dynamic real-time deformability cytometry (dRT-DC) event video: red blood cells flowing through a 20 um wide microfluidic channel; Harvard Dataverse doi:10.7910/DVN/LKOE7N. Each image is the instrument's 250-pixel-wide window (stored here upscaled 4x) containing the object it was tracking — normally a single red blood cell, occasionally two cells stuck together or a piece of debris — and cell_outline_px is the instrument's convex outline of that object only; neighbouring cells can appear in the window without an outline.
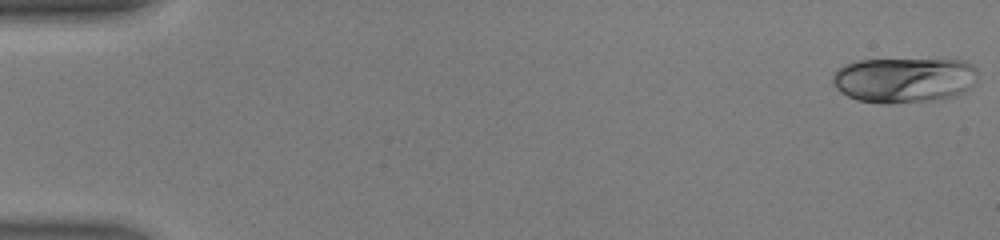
{"species": "human", "species_latin": "Homo sapiens", "temperature_condition": "warm", "stored_images_in_passage": 46, "camera_frame_rate_fps": 3000, "um_per_image_px": 0.085, "donor": {"sex": "male"}, "frame": {"image": 1, "passage_image": 1, "time_ms": 0.0, "image_size_px": [1000, 240], "cell_outline_px": [[976, 80], [964, 92], [956, 96], [936, 100], [892, 104], [880, 104], [856, 100], [840, 92], [836, 88], [832, 80], [832, 76], [840, 68], [848, 64], [860, 60], [960, 60], [972, 64], [976, 68]], "centroid_in_image_um": [76.85, 6.82], "position_along_channel_um": 8.2, "area_um2": 38.32}}
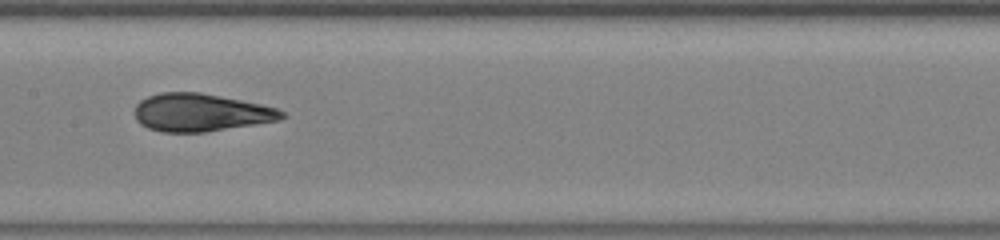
{"frame": {"image": 2, "passage_image": 24, "time_ms": 7.667, "image_size_px": [1000, 240], "cell_outline_px": [[288, 116], [280, 120], [256, 124], [204, 132], [160, 132], [148, 128], [140, 124], [136, 120], [136, 104], [140, 100], [148, 96], [160, 92], [200, 92], [260, 104], [276, 108], [284, 112]], "centroid_in_image_um": [17.05, 9.57], "position_along_channel_um": 190.3, "area_um2": 32.37}}
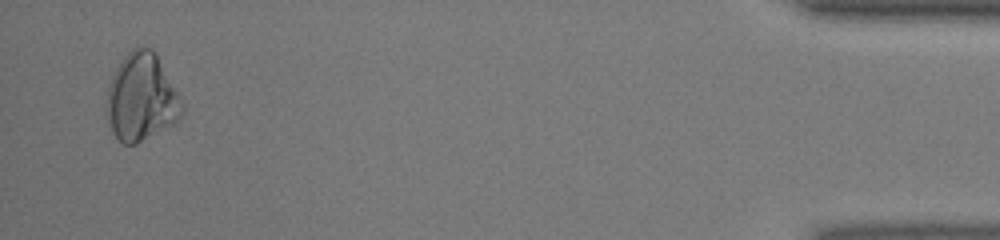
{"frame": {"image": 3, "passage_image": 45, "time_ms": 14.667, "image_size_px": [1000, 240], "cell_outline_px": [[184, 112], [180, 120], [176, 124], [136, 144], [124, 144], [112, 132], [104, 108], [104, 104], [108, 84], [120, 60], [128, 48], [152, 48], [156, 52], [184, 104]], "centroid_in_image_um": [12.02, 8.29], "position_along_channel_um": 423.2, "area_um2": 39.36}, "authors_computed_cell_mechanics": {"area_um2": 33.2639, "velocity_mm_per_s": 4.4694, "shape_relaxation_time_tau1_ms": null, "shape_relaxation_time_tau2_ms": 0.9188, "deformation_change_tau1": null, "deformation_change_tau2": 0.0387}}